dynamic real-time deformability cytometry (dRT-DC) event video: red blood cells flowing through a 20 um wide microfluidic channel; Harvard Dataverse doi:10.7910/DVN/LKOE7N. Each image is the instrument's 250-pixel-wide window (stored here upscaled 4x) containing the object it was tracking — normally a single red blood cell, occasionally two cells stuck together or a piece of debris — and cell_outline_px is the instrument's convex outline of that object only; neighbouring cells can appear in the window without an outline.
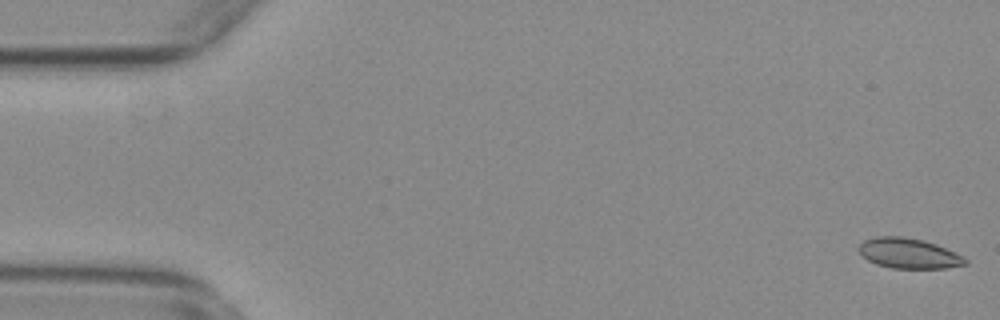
{"species": "common noctule bat (a hibernating species)", "species_latin": "Nyctalus noctula", "temperature_condition": "warm", "stored_images_in_passage": 55, "camera_frame_rate_fps": 3000, "um_per_image_px": 0.085, "animal": {"sex": "female", "body_mass_g": 29.2, "forearm_length_mm": 56.3}, "frame": {"image": 1, "passage_image": 1, "time_ms": 0.0, "image_size_px": [1000, 320], "cell_outline_px": [[968, 264], [944, 268], [892, 268], [876, 264], [868, 260], [860, 252], [860, 244], [864, 240], [876, 236], [900, 236], [924, 240], [936, 244], [968, 260]], "centroid_in_image_um": [77.22, 21.53], "position_along_channel_um": 7.8, "area_um2": 18.44}}
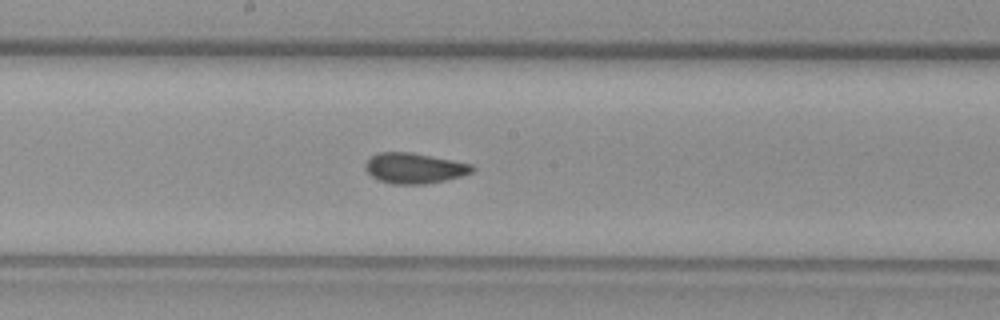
{"frame": {"image": 2, "passage_image": 29, "time_ms": 9.333, "image_size_px": [1000, 320], "cell_outline_px": [[476, 168], [472, 172], [460, 176], [444, 180], [424, 184], [392, 184], [380, 180], [372, 176], [364, 168], [364, 164], [376, 152], [412, 152], [472, 164]], "centroid_in_image_um": [35.21, 14.28], "position_along_channel_um": 213.0, "area_um2": 18.9}}
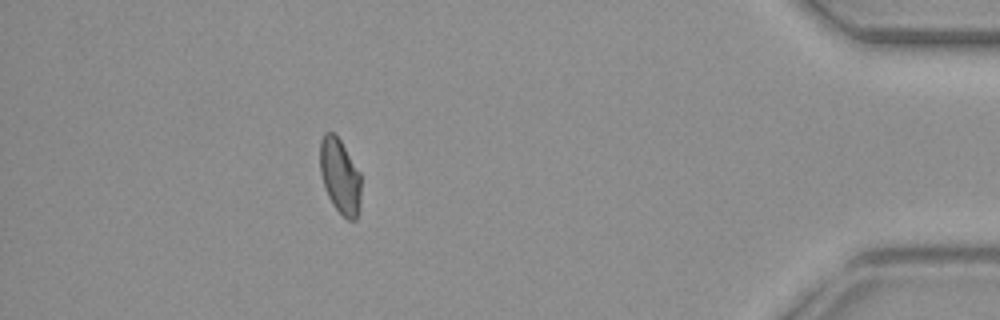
{"frame": {"image": 3, "passage_image": 49, "time_ms": 16.0, "image_size_px": [1000, 320], "cell_outline_px": [[360, 208], [356, 220], [348, 220], [332, 204], [324, 188], [320, 172], [320, 140], [324, 132], [332, 132], [340, 140], [360, 172]], "centroid_in_image_um": [28.89, 14.98], "position_along_channel_um": 406.3, "area_um2": 17.98}, "authors_computed_cell_mechanics": {"area_um2": 18.8428, "velocity_mm_per_s": 3.7398, "shape_relaxation_time_tau1_ms": null, "shape_relaxation_time_tau2_ms": 0.8857, "deformation_change_tau1": null, "deformation_change_tau2": 0.0491}}